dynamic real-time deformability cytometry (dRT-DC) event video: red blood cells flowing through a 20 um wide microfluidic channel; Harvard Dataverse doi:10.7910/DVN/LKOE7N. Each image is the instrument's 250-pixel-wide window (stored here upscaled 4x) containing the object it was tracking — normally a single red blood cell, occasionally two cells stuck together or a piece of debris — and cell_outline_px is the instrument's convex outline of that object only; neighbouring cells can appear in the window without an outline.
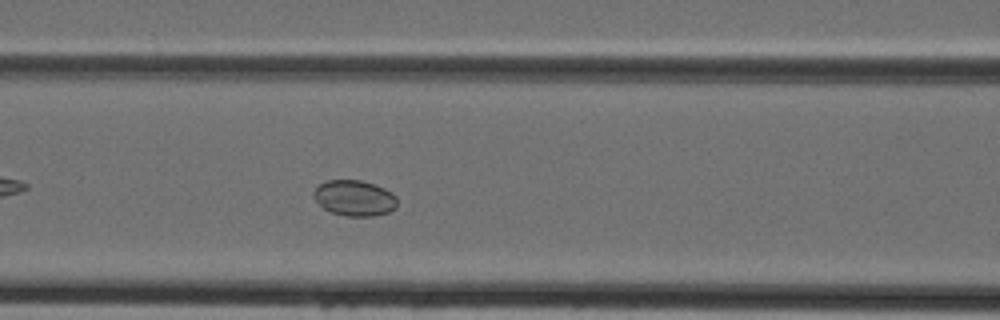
{"species": "Egyptian fruit bat (a non-hibernating species)", "species_latin": "Rousettus aegyptiacus", "temperature_condition": "cold", "stored_images_in_passage": 33, "camera_frame_rate_fps": 3000, "um_per_image_px": 0.085, "animal": {"sex": "female"}, "frame": {"image": 1, "passage_image": 7, "time_ms": 2.0, "image_size_px": [1000, 320], "cell_outline_px": [[396, 208], [388, 212], [372, 216], [344, 216], [332, 212], [324, 208], [312, 196], [312, 192], [320, 184], [328, 180], [360, 180], [384, 188], [392, 192], [396, 196]], "centroid_in_image_um": [30.13, 16.83], "position_along_channel_um": 136.5, "area_um2": 17.28}}
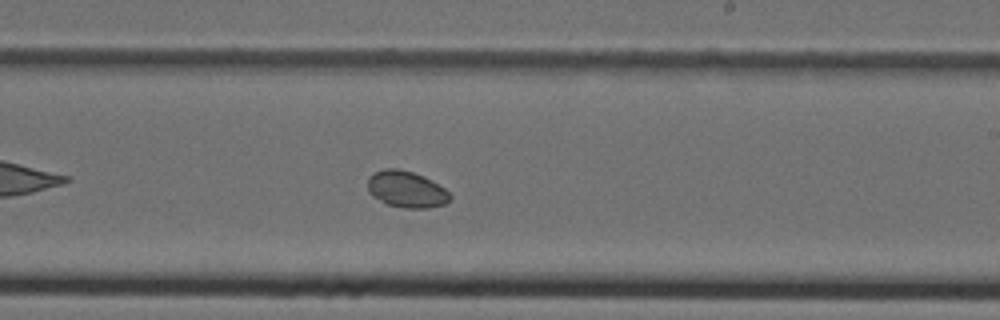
{"frame": {"image": 2, "passage_image": 15, "time_ms": 4.667, "image_size_px": [1000, 320], "cell_outline_px": [[452, 200], [444, 204], [428, 208], [404, 208], [388, 204], [372, 196], [368, 192], [368, 176], [384, 168], [396, 168], [412, 172], [424, 176], [432, 180], [444, 188], [452, 196]], "centroid_in_image_um": [34.56, 16.09], "position_along_channel_um": 254.4, "area_um2": 17.57}}
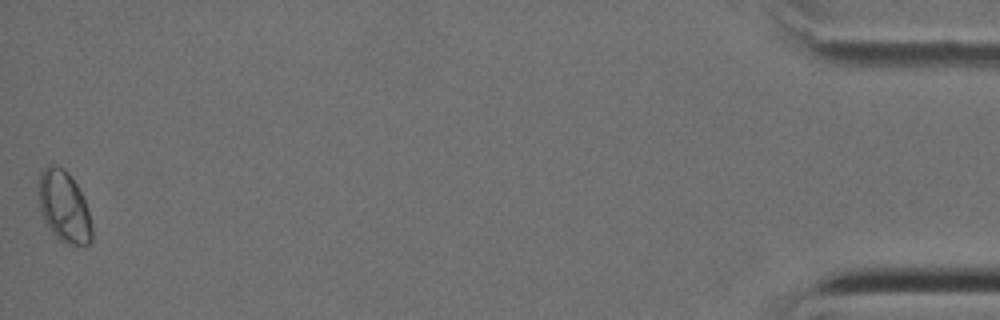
{"frame": {"image": 3, "passage_image": 33, "time_ms": 10.667, "image_size_px": [1000, 320], "cell_outline_px": [[92, 244], [88, 248], [84, 248], [64, 244], [48, 228], [40, 212], [40, 172], [44, 168], [52, 164], [64, 168], [68, 172], [76, 184], [84, 200], [88, 212], [92, 228]], "centroid_in_image_um": [5.48, 17.66], "position_along_channel_um": 429.7, "area_um2": 22.31}}